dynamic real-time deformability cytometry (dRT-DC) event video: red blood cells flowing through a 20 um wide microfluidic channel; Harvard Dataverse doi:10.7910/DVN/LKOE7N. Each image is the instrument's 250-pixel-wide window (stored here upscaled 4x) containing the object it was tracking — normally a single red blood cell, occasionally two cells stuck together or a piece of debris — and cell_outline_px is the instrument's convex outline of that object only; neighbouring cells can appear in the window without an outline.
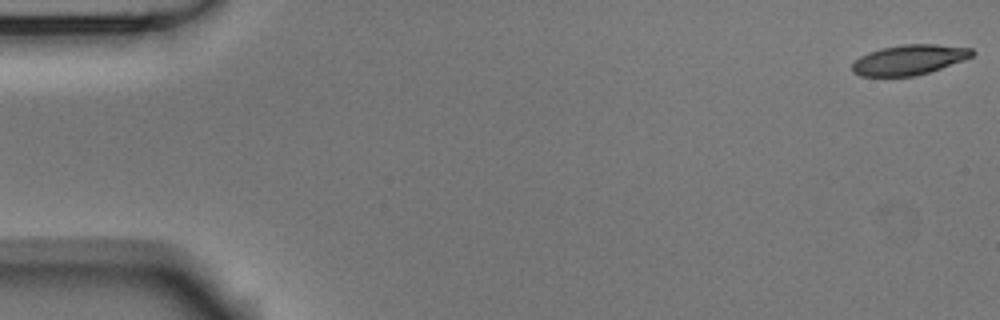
{"species": "Egyptian fruit bat (a non-hibernating species)", "species_latin": "Rousettus aegyptiacus", "temperature_condition": "room temperature", "stored_images_in_passage": 54, "camera_frame_rate_fps": 3000, "um_per_image_px": 0.085, "animal": {"sex": "male"}, "frame": {"image": 1, "passage_image": 1, "time_ms": 0.0, "image_size_px": [1000, 320], "cell_outline_px": [[976, 52], [972, 56], [964, 60], [916, 76], [860, 76], [852, 72], [852, 64], [860, 56], [868, 52], [900, 44], [936, 44], [972, 48]], "centroid_in_image_um": [77.28, 5.08], "position_along_channel_um": 7.7, "area_um2": 20.98}}
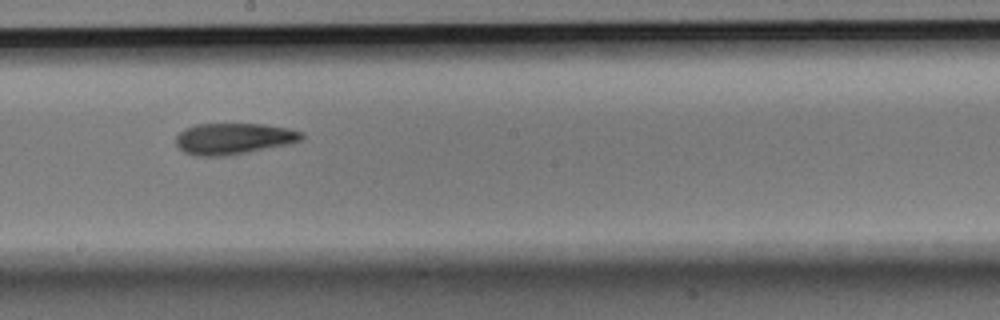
{"frame": {"image": 2, "passage_image": 30, "time_ms": 9.667, "image_size_px": [1000, 320], "cell_outline_px": [[304, 136], [300, 140], [288, 144], [224, 156], [196, 156], [184, 152], [176, 144], [176, 136], [184, 128], [196, 124], [264, 124], [288, 128], [300, 132]], "centroid_in_image_um": [19.81, 11.78], "position_along_channel_um": 228.4, "area_um2": 22.66}}
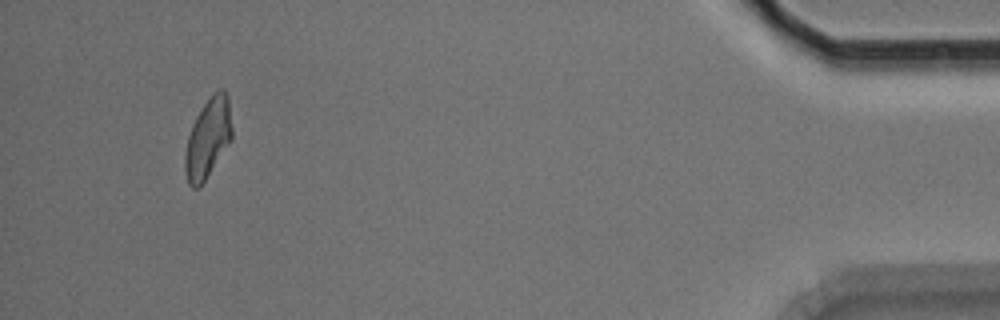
{"frame": {"image": 3, "passage_image": 51, "time_ms": 16.667, "image_size_px": [1000, 320], "cell_outline_px": [[232, 140], [204, 180], [196, 188], [192, 188], [188, 184], [184, 172], [184, 156], [188, 136], [192, 124], [196, 116], [204, 104], [220, 88], [224, 88], [228, 96], [232, 128]], "centroid_in_image_um": [17.67, 11.75], "position_along_channel_um": 417.5, "area_um2": 21.62}, "authors_computed_cell_mechanics": {"area_um2": 22.253, "velocity_mm_per_s": 3.7172, "shape_relaxation_time_tau1_ms": 4.3169, "shape_relaxation_time_tau2_ms": 3.696, "deformation_change_tau1": 0.1558, "deformation_change_tau2": 0.1186}}